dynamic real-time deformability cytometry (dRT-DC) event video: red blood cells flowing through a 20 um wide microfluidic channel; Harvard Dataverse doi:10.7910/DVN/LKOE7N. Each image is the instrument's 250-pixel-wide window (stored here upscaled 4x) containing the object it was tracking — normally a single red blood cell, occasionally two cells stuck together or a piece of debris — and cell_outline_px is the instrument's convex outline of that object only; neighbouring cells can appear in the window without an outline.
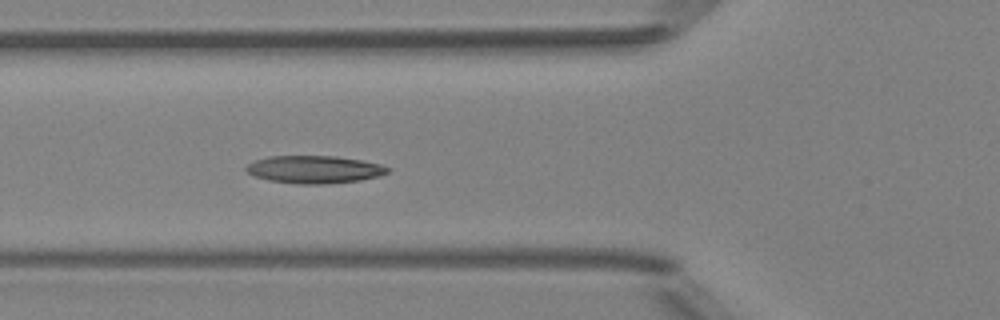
{"species": "Egyptian fruit bat (a non-hibernating species)", "species_latin": "Rousettus aegyptiacus", "temperature_condition": "room temperature", "stored_images_in_passage": 4, "segment_of_instrument_passage": [1, 2], "camera_frame_rate_fps": 3000, "um_per_image_px": 0.085, "animal": {"sex": "female"}, "frame": {"image": 1, "passage_image": 3, "time_ms": 2.333, "image_size_px": [1000, 320], "cell_outline_px": [[392, 168], [388, 172], [380, 176], [360, 180], [324, 184], [296, 184], [268, 180], [256, 176], [248, 172], [244, 168], [248, 164], [256, 160], [268, 156], [336, 156], [360, 160], [380, 164]], "centroid_in_image_um": [26.74, 14.4], "position_along_channel_um": 99.1, "area_um2": 22.77}}